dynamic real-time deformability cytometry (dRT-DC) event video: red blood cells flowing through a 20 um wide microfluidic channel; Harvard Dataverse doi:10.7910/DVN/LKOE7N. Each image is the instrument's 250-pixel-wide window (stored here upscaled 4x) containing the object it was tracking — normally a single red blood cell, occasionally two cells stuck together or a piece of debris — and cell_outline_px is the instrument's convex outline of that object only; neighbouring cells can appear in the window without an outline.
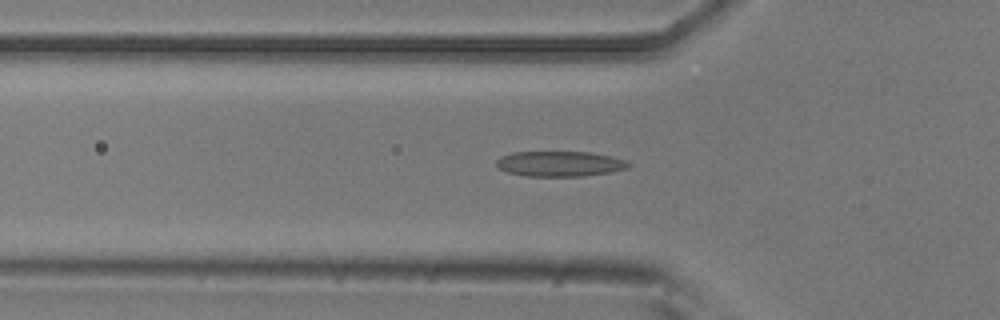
{"species": "common noctule bat (a hibernating species)", "species_latin": "Nyctalus noctula", "temperature_condition": "room temperature", "stored_images_in_passage": 5, "camera_frame_rate_fps": 3000, "um_per_image_px": 0.085, "animal": {"sex": "male", "body_mass_g": 20.5, "forearm_length_mm": 52.5}, "frame": {"image": 1, "passage_image": 5, "time_ms": 1.333, "image_size_px": [1000, 320], "cell_outline_px": [[632, 164], [628, 168], [612, 172], [584, 176], [524, 176], [508, 172], [500, 168], [496, 164], [496, 160], [500, 156], [512, 152], [588, 152], [612, 156], [624, 160]], "centroid_in_image_um": [47.59, 13.92], "position_along_channel_um": 78.2, "area_um2": 19.54}}